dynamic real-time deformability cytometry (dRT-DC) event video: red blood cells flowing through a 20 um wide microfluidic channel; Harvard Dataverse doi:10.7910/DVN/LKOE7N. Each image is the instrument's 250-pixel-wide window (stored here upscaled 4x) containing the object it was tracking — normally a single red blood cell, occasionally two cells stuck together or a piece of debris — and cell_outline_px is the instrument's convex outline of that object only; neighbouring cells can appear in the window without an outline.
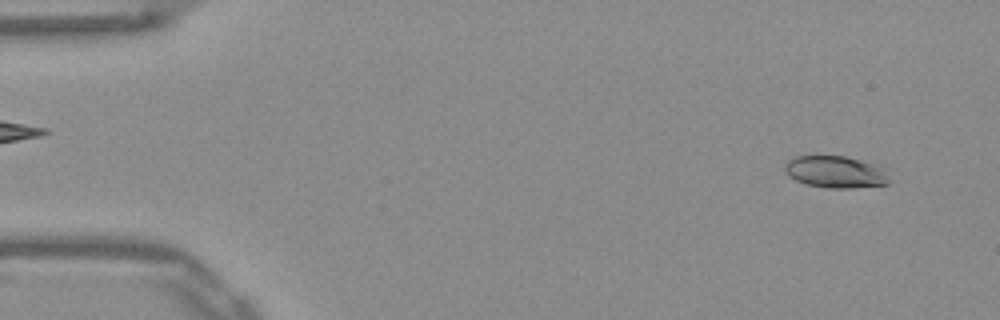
{"species": "Egyptian fruit bat (a non-hibernating species)", "species_latin": "Rousettus aegyptiacus", "temperature_condition": "warm", "stored_images_in_passage": 51, "camera_frame_rate_fps": 3000, "um_per_image_px": 0.085, "frame": {"image": 1, "passage_image": 3, "time_ms": 0.667, "image_size_px": [1000, 320], "cell_outline_px": [[892, 180], [888, 184], [852, 188], [828, 188], [804, 184], [788, 176], [784, 168], [784, 164], [788, 160], [796, 156], [844, 156], [876, 164], [888, 168]], "centroid_in_image_um": [71.09, 14.62], "position_along_channel_um": 13.9, "area_um2": 19.94}}
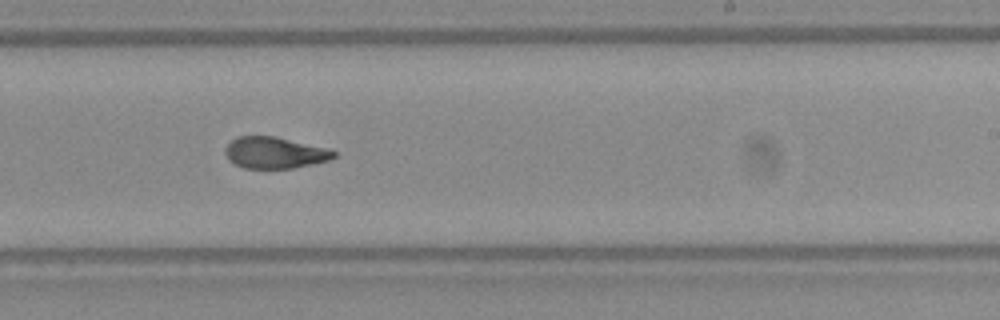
{"frame": {"image": 2, "passage_image": 31, "time_ms": 10.0, "image_size_px": [1000, 320], "cell_outline_px": [[336, 156], [328, 160], [312, 164], [292, 168], [244, 168], [228, 160], [224, 152], [224, 148], [236, 136], [272, 136], [328, 148], [336, 152]], "centroid_in_image_um": [23.32, 12.98], "position_along_channel_um": 265.7, "area_um2": 19.77}}
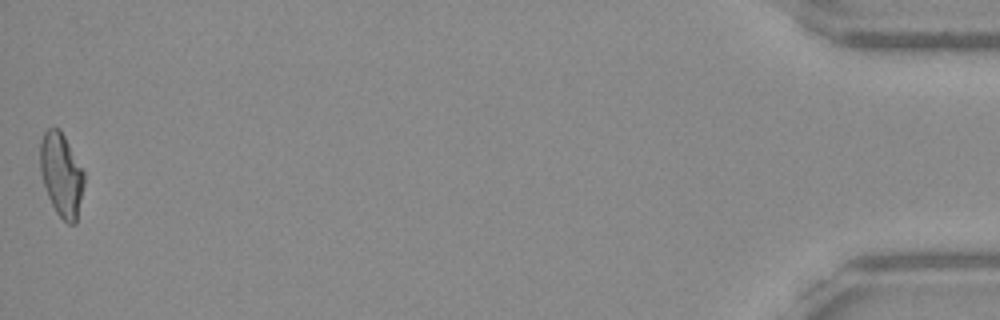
{"frame": {"image": 3, "passage_image": 51, "time_ms": 16.667, "image_size_px": [1000, 320], "cell_outline_px": [[84, 184], [76, 224], [68, 224], [56, 212], [48, 196], [40, 172], [40, 144], [44, 132], [48, 128], [60, 128], [84, 172]], "centroid_in_image_um": [5.22, 14.85], "position_along_channel_um": 430.0, "area_um2": 21.21}, "authors_computed_cell_mechanics": {"area_um2": 20.808, "velocity_mm_per_s": 3.9133, "shape_relaxation_time_tau1_ms": 4.4879, "shape_relaxation_time_tau2_ms": 1.3173, "deformation_change_tau1": 0.1887, "deformation_change_tau2": 0.0874}}